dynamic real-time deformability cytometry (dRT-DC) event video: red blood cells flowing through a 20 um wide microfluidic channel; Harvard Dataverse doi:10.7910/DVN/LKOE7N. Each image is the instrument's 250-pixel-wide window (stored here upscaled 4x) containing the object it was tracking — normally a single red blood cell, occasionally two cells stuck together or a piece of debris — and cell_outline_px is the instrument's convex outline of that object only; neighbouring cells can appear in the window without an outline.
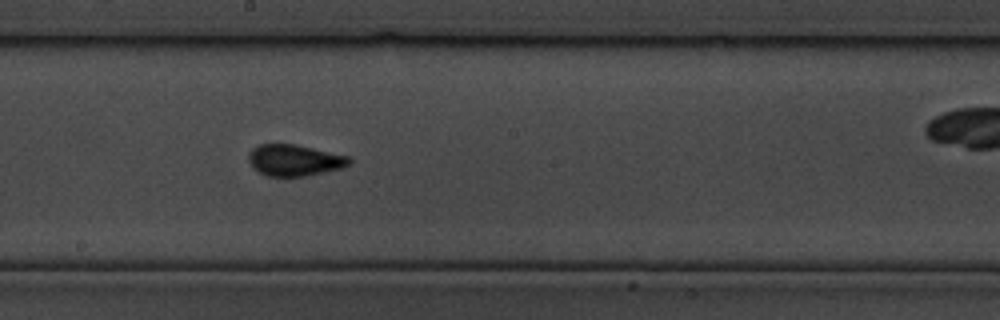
{"species": "common noctule bat (a hibernating species)", "species_latin": "Nyctalus noctula", "temperature_condition": "cold", "stored_images_in_passage": 16, "camera_frame_rate_fps": 3000, "um_per_image_px": 0.085, "animal": {"sex": "male", "body_mass_g": 19.5, "forearm_length_mm": 54.6}, "frame": {"image": 1, "passage_image": 7, "time_ms": 2.0, "image_size_px": [1000, 320], "cell_outline_px": [[352, 160], [348, 164], [340, 168], [304, 176], [268, 176], [260, 172], [248, 160], [248, 152], [252, 148], [260, 144], [296, 144], [348, 156]], "centroid_in_image_um": [25.01, 13.6], "position_along_channel_um": 223.2, "area_um2": 18.09}}
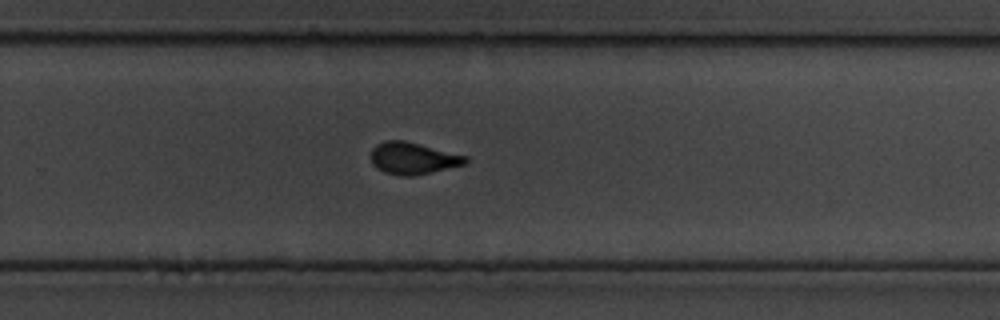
{"frame": {"image": 2, "passage_image": 10, "time_ms": 3.0, "image_size_px": [1000, 320], "cell_outline_px": [[468, 164], [432, 172], [412, 176], [400, 176], [384, 172], [376, 168], [372, 164], [372, 148], [376, 144], [384, 140], [404, 140], [468, 156]], "centroid_in_image_um": [35.12, 13.46], "position_along_channel_um": 294.7, "area_um2": 17.74}}
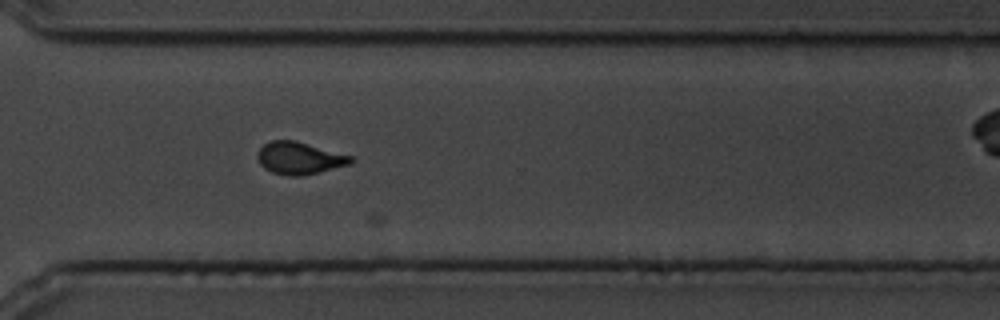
{"frame": {"image": 3, "passage_image": 12, "time_ms": 3.667, "image_size_px": [1000, 320], "cell_outline_px": [[352, 164], [300, 176], [288, 176], [272, 172], [264, 168], [260, 164], [256, 156], [256, 152], [264, 144], [272, 140], [296, 140], [352, 156]], "centroid_in_image_um": [25.42, 13.43], "position_along_channel_um": 345.2, "area_um2": 17.57}}